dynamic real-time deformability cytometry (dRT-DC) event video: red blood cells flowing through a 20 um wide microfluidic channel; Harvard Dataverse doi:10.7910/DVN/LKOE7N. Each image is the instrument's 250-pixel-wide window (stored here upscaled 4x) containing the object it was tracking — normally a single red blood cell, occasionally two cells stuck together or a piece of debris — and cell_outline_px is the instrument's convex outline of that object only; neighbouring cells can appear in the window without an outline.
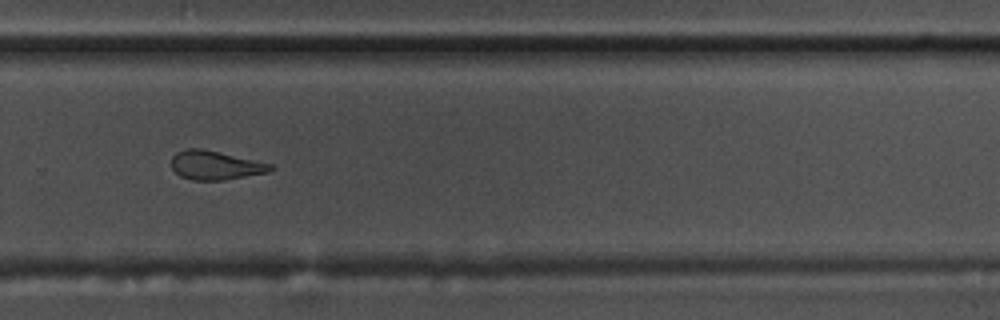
{"species": "common noctule bat (a hibernating species)", "species_latin": "Nyctalus noctula", "temperature_condition": "warm", "stored_images_in_passage": 36, "camera_frame_rate_fps": 3000, "um_per_image_px": 0.085, "animal": {"sex": "male", "body_mass_g": 17.5, "forearm_length_mm": 52.3}, "frame": {"image": 1, "passage_image": 23, "time_ms": 7.333, "image_size_px": [1000, 320], "cell_outline_px": [[276, 168], [268, 172], [224, 180], [192, 180], [180, 176], [172, 168], [172, 156], [176, 152], [188, 148], [200, 148], [220, 152], [272, 164]], "centroid_in_image_um": [18.3, 14.04], "position_along_channel_um": 311.5, "area_um2": 16.65}}
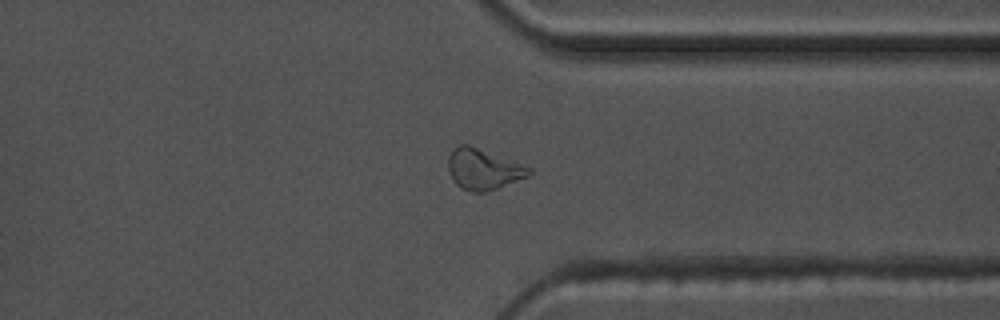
{"frame": {"image": 2, "passage_image": 28, "time_ms": 9.0, "image_size_px": [1000, 320], "cell_outline_px": [[532, 172], [528, 176], [496, 188], [484, 192], [472, 192], [460, 188], [452, 180], [448, 172], [448, 156], [452, 148], [456, 144], [468, 144], [532, 168]], "centroid_in_image_um": [41.01, 14.37], "position_along_channel_um": 370.4, "area_um2": 19.19}}
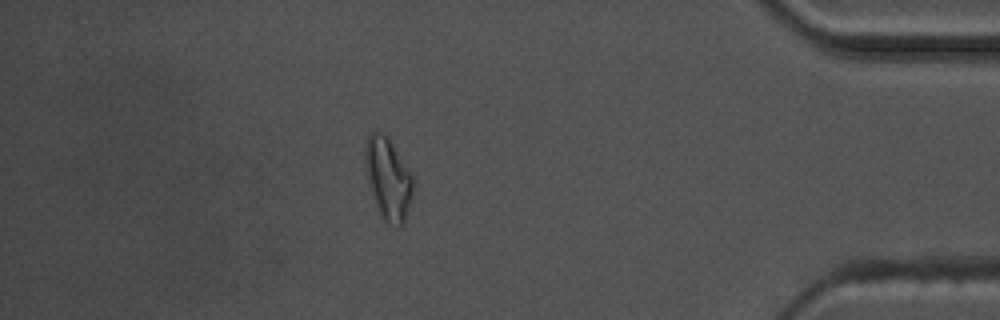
{"frame": {"image": 3, "passage_image": 34, "time_ms": 11.0, "image_size_px": [1000, 320], "cell_outline_px": [[416, 180], [412, 200], [404, 220], [400, 228], [396, 228], [388, 224], [380, 216], [368, 176], [364, 160], [364, 144], [368, 136], [372, 132], [380, 132], [388, 136]], "centroid_in_image_um": [33.03, 15.19], "position_along_channel_um": 402.2, "area_um2": 23.06}, "authors_computed_cell_mechanics": {"area_um2": 17.3689, "velocity_mm_per_s": 3.587, "shape_relaxation_time_tau1_ms": null, "shape_relaxation_time_tau2_ms": 3.6636, "deformation_change_tau1": null, "deformation_change_tau2": 0.119}}